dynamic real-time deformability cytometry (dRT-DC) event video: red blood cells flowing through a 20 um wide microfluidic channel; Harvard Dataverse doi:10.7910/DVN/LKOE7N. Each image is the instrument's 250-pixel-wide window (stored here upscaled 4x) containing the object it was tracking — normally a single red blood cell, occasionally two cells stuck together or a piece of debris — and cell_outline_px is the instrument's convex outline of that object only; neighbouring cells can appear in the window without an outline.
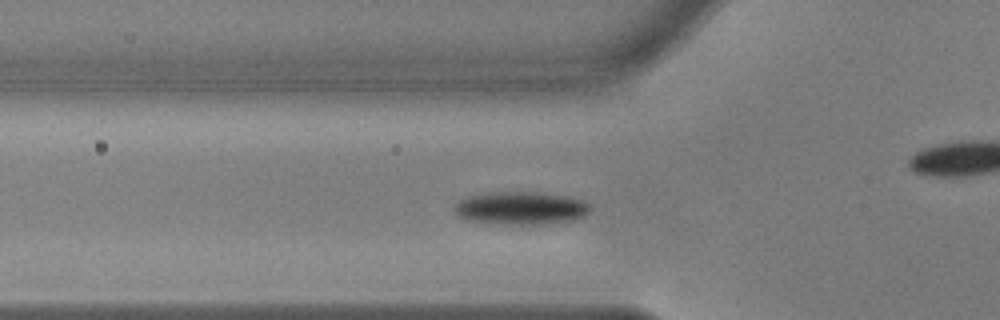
{"species": "common noctule bat (a hibernating species)", "species_latin": "Nyctalus noctula", "temperature_condition": "warm", "stored_images_in_passage": 50, "camera_frame_rate_fps": 3000, "um_per_image_px": 0.085, "animal": {"sex": "male", "body_mass_g": 17.9, "forearm_length_mm": 54.2}, "frame": {"image": 1, "passage_image": 13, "time_ms": 4.0, "image_size_px": [1000, 320], "cell_outline_px": [[592, 208], [584, 216], [572, 220], [540, 224], [504, 224], [468, 220], [460, 216], [452, 208], [460, 200], [468, 196], [488, 192], [540, 192], [572, 196], [584, 200], [592, 204]], "centroid_in_image_um": [44.33, 17.67], "position_along_channel_um": 81.5, "area_um2": 26.24}}
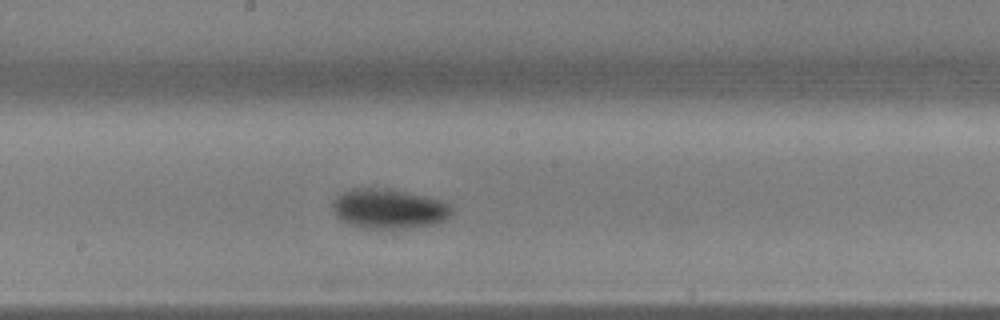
{"frame": {"image": 2, "passage_image": 24, "time_ms": 7.667, "image_size_px": [1000, 320], "cell_outline_px": [[452, 212], [444, 220], [432, 224], [392, 228], [364, 228], [352, 224], [336, 216], [332, 204], [332, 200], [336, 196], [352, 188], [388, 188], [440, 200], [448, 204], [452, 208]], "centroid_in_image_um": [33.01, 17.72], "position_along_channel_um": 215.2, "area_um2": 26.93}}
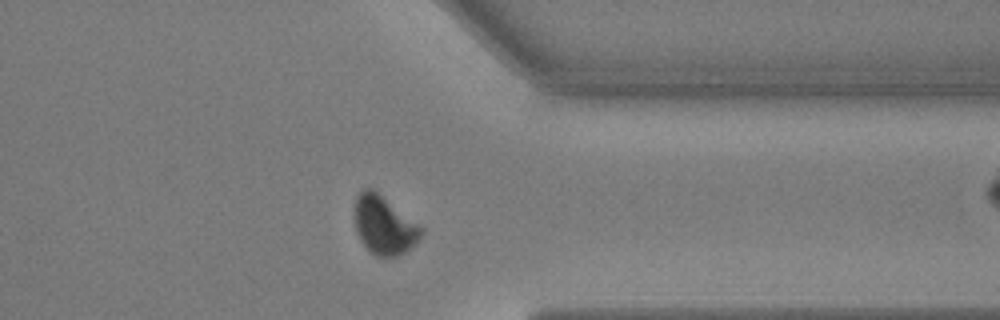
{"frame": {"image": 3, "passage_image": 38, "time_ms": 12.333, "image_size_px": [1000, 320], "cell_outline_px": [[424, 232], [420, 240], [416, 244], [400, 256], [384, 260], [376, 256], [360, 240], [356, 232], [352, 216], [352, 212], [356, 196], [364, 188], [372, 188], [424, 228]], "centroid_in_image_um": [32.63, 19.18], "position_along_channel_um": 378.8, "area_um2": 23.41}, "authors_computed_cell_mechanics": {"area_um2": 24.4783, "velocity_mm_per_s": 3.6301, "shape_relaxation_time_tau1_ms": 3.1342, "shape_relaxation_time_tau2_ms": 5.4437, "deformation_change_tau1": 0.1279, "deformation_change_tau2": 0.0579}}